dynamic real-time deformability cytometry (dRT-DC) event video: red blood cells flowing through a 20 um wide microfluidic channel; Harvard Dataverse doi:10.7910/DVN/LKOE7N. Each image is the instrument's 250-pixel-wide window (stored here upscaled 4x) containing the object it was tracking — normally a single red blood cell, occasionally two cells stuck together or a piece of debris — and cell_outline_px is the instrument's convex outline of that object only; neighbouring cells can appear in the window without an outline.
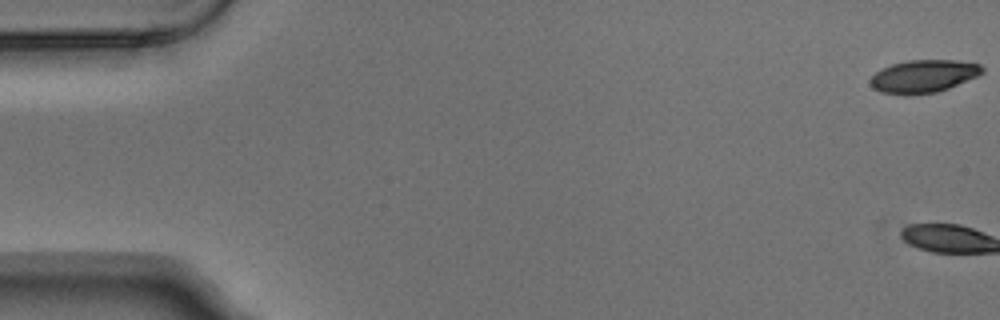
{"species": "Egyptian fruit bat (a non-hibernating species)", "species_latin": "Rousettus aegyptiacus", "temperature_condition": "warm", "stored_images_in_passage": 9, "camera_frame_rate_fps": 3000, "um_per_image_px": 0.085, "animal": {"sex": "male"}, "frame": {"image": 1, "passage_image": 1, "time_ms": 0.0, "image_size_px": [1000, 320], "cell_outline_px": [[984, 72], [976, 76], [948, 88], [936, 92], [904, 96], [880, 92], [872, 88], [868, 80], [876, 72], [892, 64], [908, 60], [956, 60], [980, 64], [984, 68]], "centroid_in_image_um": [78.46, 6.49], "position_along_channel_um": 6.5, "area_um2": 21.44}}
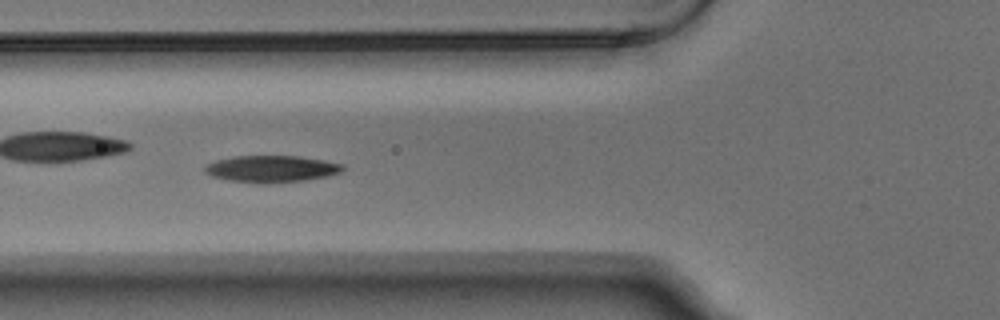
{"frame": {"image": 2, "passage_image": 7, "time_ms": 2.0, "image_size_px": [1000, 320], "cell_outline_px": [[344, 168], [340, 172], [328, 176], [304, 180], [268, 184], [260, 184], [228, 180], [212, 176], [204, 172], [204, 168], [208, 164], [216, 160], [232, 156], [300, 156], [324, 160], [344, 164]], "centroid_in_image_um": [23.07, 14.36], "position_along_channel_um": 102.7, "area_um2": 21.68}}
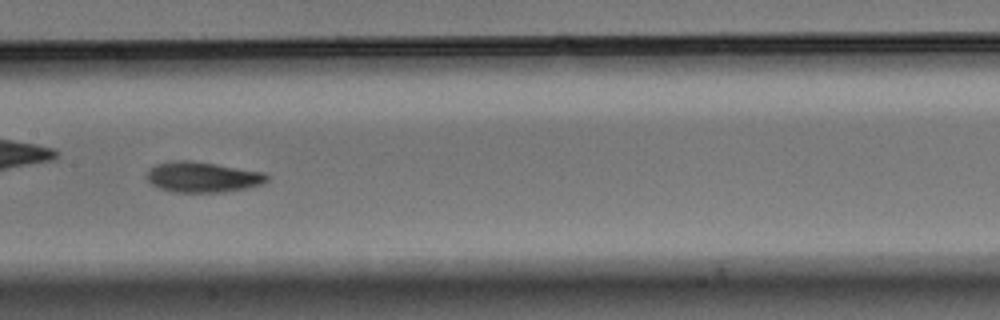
{"frame": {"image": 3, "passage_image": 9, "time_ms": 2.667, "image_size_px": [1000, 320], "cell_outline_px": [[268, 180], [264, 184], [248, 188], [224, 192], [176, 192], [160, 188], [152, 184], [144, 176], [156, 164], [176, 160], [192, 160], [264, 172], [268, 176]], "centroid_in_image_um": [17.25, 15.05], "position_along_channel_um": 190.1, "area_um2": 21.39}}